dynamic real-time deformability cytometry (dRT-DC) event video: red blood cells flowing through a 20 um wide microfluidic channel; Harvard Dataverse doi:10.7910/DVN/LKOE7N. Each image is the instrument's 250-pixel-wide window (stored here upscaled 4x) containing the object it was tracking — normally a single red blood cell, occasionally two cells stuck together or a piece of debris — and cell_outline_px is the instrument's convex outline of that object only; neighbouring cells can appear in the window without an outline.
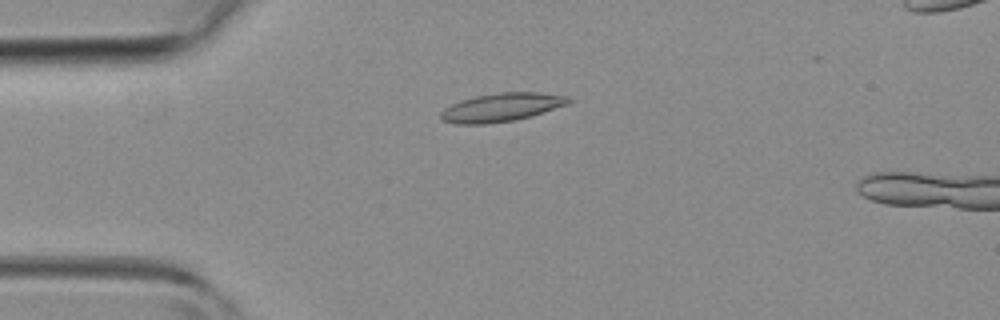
{"species": "common noctule bat (a hibernating species)", "species_latin": "Nyctalus noctula", "temperature_condition": "room temperature", "stored_images_in_passage": 12, "camera_frame_rate_fps": 3000, "um_per_image_px": 0.085, "animal": {"sex": "female", "body_mass_g": 19.3, "forearm_length_mm": 54.1}, "frame": {"image": 1, "passage_image": 9, "time_ms": 2.667, "image_size_px": [1000, 320], "cell_outline_px": [[572, 100], [568, 104], [532, 116], [516, 120], [484, 124], [456, 124], [444, 120], [440, 116], [440, 112], [444, 108], [460, 100], [476, 96], [500, 92], [536, 92], [568, 96]], "centroid_in_image_um": [42.64, 9.12], "position_along_channel_um": 42.4, "area_um2": 21.15}}